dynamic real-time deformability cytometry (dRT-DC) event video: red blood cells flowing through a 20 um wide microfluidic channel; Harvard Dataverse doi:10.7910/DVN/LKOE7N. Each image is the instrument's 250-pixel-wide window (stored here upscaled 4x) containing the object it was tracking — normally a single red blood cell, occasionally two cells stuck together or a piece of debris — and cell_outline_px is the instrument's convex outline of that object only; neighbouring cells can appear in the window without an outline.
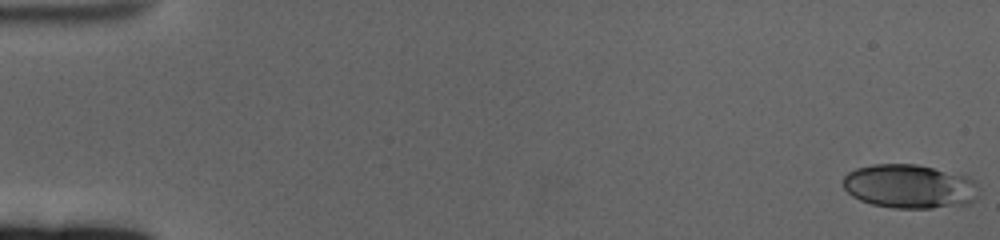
{"species": "human", "species_latin": "Homo sapiens", "temperature_condition": "cold", "stored_images_in_passage": 61, "camera_frame_rate_fps": 3000, "um_per_image_px": 0.085, "donor": {"sex": "female"}, "frame": {"image": 1, "passage_image": 1, "time_ms": 0.0, "image_size_px": [1000, 240], "cell_outline_px": [[980, 188], [976, 200], [968, 204], [932, 208], [892, 208], [872, 204], [860, 200], [852, 196], [844, 188], [844, 176], [848, 172], [856, 168], [872, 164], [916, 164], [968, 176]], "centroid_in_image_um": [77.33, 15.85], "position_along_channel_um": 7.7, "area_um2": 34.97}}
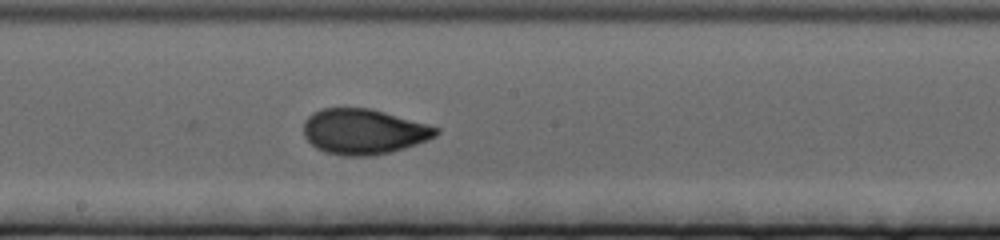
{"frame": {"image": 2, "passage_image": 34, "time_ms": 11.0, "image_size_px": [1000, 240], "cell_outline_px": [[440, 132], [436, 136], [428, 140], [404, 148], [372, 156], [344, 156], [324, 152], [316, 148], [304, 136], [304, 120], [312, 112], [320, 108], [372, 108], [440, 128]], "centroid_in_image_um": [30.9, 11.18], "position_along_channel_um": 217.3, "area_um2": 35.14}}
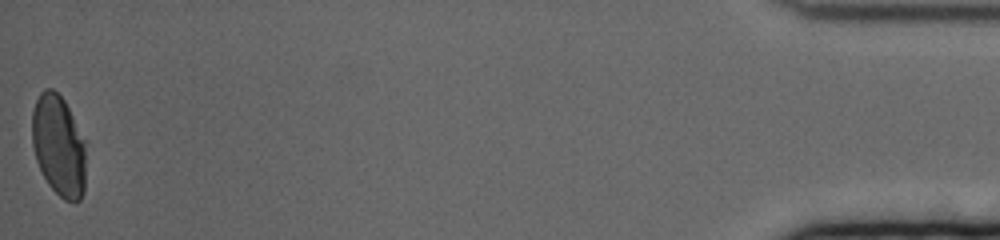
{"frame": {"image": 3, "passage_image": 61, "time_ms": 20.0, "image_size_px": [1000, 240], "cell_outline_px": [[88, 140], [84, 192], [80, 200], [64, 200], [48, 184], [36, 160], [32, 144], [32, 112], [36, 100], [40, 92], [44, 88], [52, 88], [64, 100]], "centroid_in_image_um": [5.04, 12.36], "position_along_channel_um": 430.2, "area_um2": 32.6}, "authors_computed_cell_mechanics": {"area_um2": 33.6974, "velocity_mm_per_s": 3.3573, "shape_relaxation_time_tau1_ms": 6.8188, "shape_relaxation_time_tau2_ms": 0.9762, "deformation_change_tau1": 0.1902, "deformation_change_tau2": 0.0557}}